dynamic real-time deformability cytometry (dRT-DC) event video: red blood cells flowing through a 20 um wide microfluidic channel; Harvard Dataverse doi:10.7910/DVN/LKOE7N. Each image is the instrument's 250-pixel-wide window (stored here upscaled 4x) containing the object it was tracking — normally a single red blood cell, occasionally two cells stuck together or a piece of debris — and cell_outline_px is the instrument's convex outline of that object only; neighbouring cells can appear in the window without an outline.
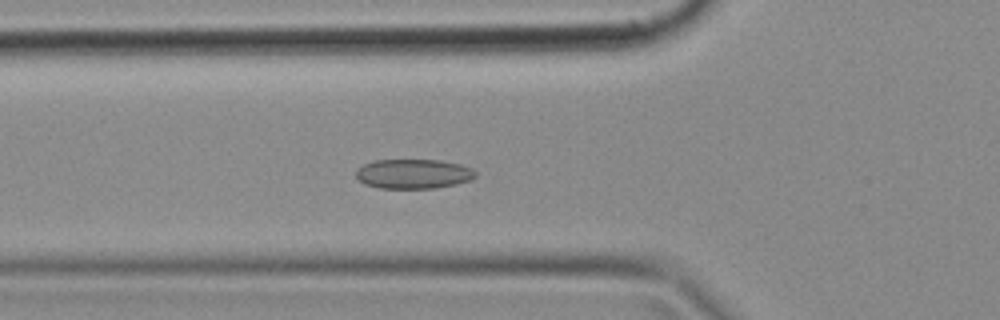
{"species": "common noctule bat (a hibernating species)", "species_latin": "Nyctalus noctula", "temperature_condition": "cold", "stored_images_in_passage": 49, "camera_frame_rate_fps": 3000, "um_per_image_px": 0.085, "animal": {"sex": "female", "body_mass_g": 18.4}, "frame": {"image": 1, "passage_image": 17, "time_ms": 5.333, "image_size_px": [1000, 320], "cell_outline_px": [[476, 176], [472, 180], [456, 184], [436, 188], [380, 188], [364, 184], [356, 176], [356, 168], [364, 164], [376, 160], [440, 160], [460, 164], [472, 168], [476, 172]], "centroid_in_image_um": [35.16, 14.78], "position_along_channel_um": 90.6, "area_um2": 20.69}}
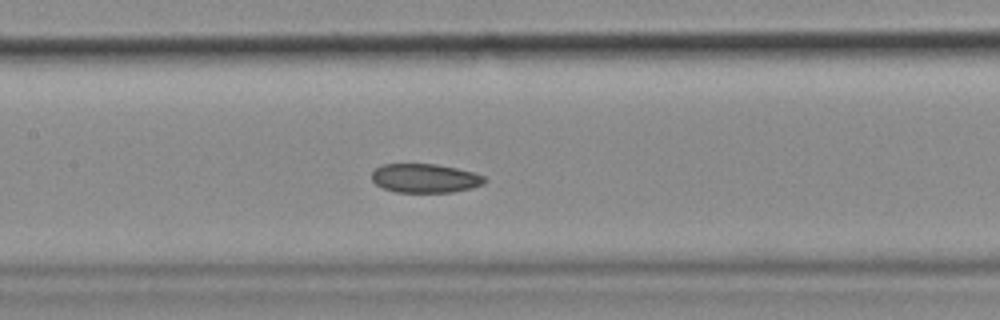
{"frame": {"image": 2, "passage_image": 23, "time_ms": 7.333, "image_size_px": [1000, 320], "cell_outline_px": [[488, 180], [484, 184], [472, 188], [452, 192], [396, 192], [384, 188], [376, 184], [372, 180], [372, 172], [376, 168], [384, 164], [436, 164], [456, 168], [472, 172], [484, 176]], "centroid_in_image_um": [36.15, 15.15], "position_along_channel_um": 171.3, "area_um2": 19.02}}
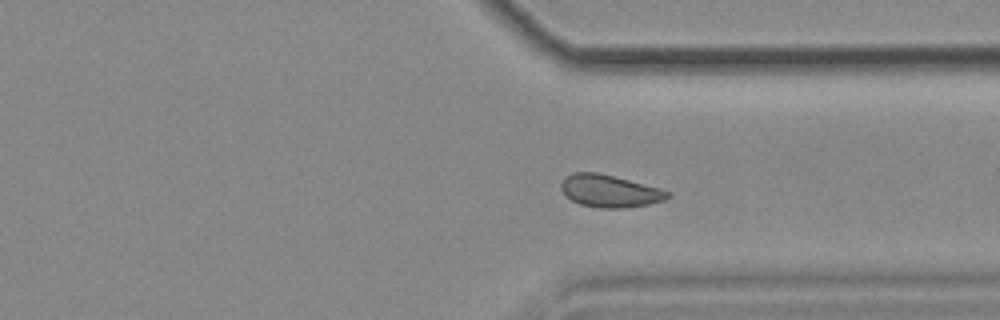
{"frame": {"image": 3, "passage_image": 37, "time_ms": 12.0, "image_size_px": [1000, 320], "cell_outline_px": [[672, 196], [664, 200], [648, 204], [624, 208], [600, 208], [580, 204], [564, 196], [560, 188], [560, 184], [572, 172], [596, 172], [660, 188], [672, 192]], "centroid_in_image_um": [51.82, 16.25], "position_along_channel_um": 359.6, "area_um2": 20.06}}